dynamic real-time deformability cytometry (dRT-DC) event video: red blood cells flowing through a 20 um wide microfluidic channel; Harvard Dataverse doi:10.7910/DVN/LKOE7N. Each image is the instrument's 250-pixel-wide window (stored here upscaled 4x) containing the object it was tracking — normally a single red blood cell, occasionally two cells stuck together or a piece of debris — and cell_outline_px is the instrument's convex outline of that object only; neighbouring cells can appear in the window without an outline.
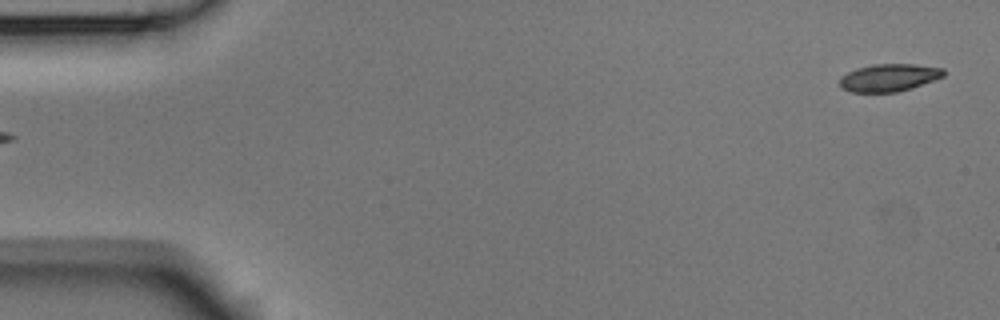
{"species": "Egyptian fruit bat (a non-hibernating species)", "species_latin": "Rousettus aegyptiacus", "temperature_condition": "room temperature", "stored_images_in_passage": 5, "camera_frame_rate_fps": 3000, "um_per_image_px": 0.085, "animal": {"sex": "male"}, "frame": {"image": 1, "passage_image": 1, "time_ms": 0.0, "image_size_px": [1000, 320], "cell_outline_px": [[944, 76], [912, 88], [896, 92], [852, 92], [840, 88], [840, 76], [856, 68], [872, 64], [916, 64], [944, 68]], "centroid_in_image_um": [75.55, 6.59], "position_along_channel_um": 9.5, "area_um2": 16.76}}
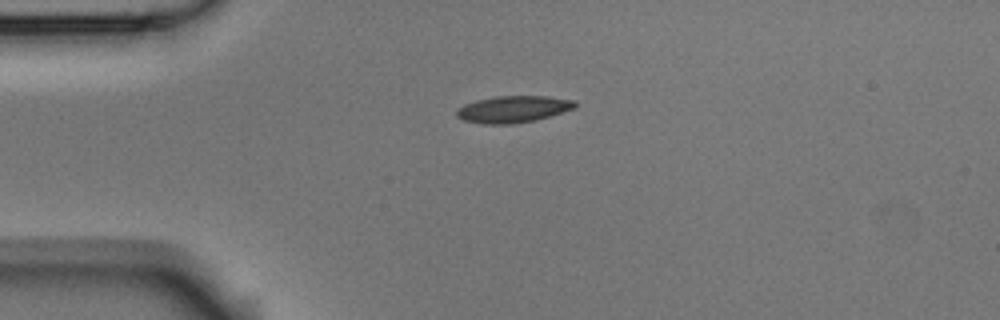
{"frame": {"image": 2, "passage_image": 4, "time_ms": 1.0, "image_size_px": [1000, 320], "cell_outline_px": [[576, 108], [536, 120], [512, 124], [484, 124], [464, 120], [456, 116], [456, 108], [464, 104], [476, 100], [496, 96], [548, 96], [576, 100]], "centroid_in_image_um": [43.62, 9.27], "position_along_channel_um": 41.4, "area_um2": 18.61}}